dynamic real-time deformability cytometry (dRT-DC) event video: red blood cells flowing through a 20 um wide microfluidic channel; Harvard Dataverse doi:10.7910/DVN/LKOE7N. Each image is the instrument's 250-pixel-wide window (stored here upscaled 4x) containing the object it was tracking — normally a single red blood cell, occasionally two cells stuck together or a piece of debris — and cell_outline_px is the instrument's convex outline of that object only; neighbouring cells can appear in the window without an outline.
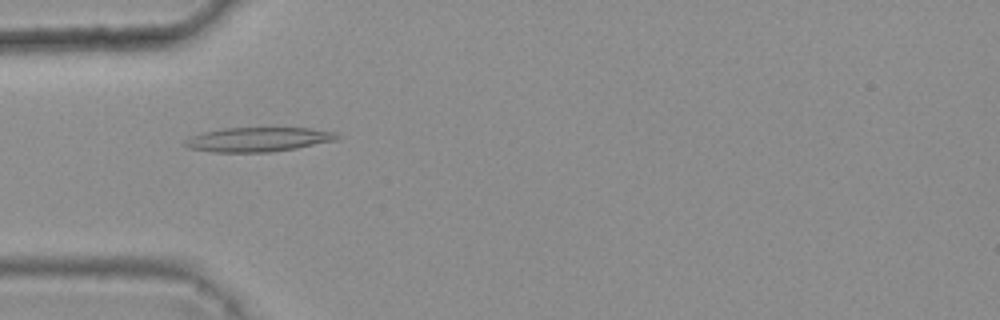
{"species": "common noctule bat (a hibernating species)", "species_latin": "Nyctalus noctula", "temperature_condition": "warm", "stored_images_in_passage": 1, "camera_frame_rate_fps": 3000, "um_per_image_px": 0.085, "animal": {"sex": "female", "body_mass_g": 25.1}, "frame": {"image": 1, "passage_image": 1, "time_ms": 0.0, "image_size_px": [1000, 320], "cell_outline_px": [[340, 136], [336, 140], [296, 148], [272, 152], [212, 152], [188, 148], [184, 144], [184, 140], [192, 136], [204, 132], [224, 128], [312, 128], [336, 132]], "centroid_in_image_um": [21.95, 11.85], "position_along_channel_um": 63.0, "area_um2": 21.56}}